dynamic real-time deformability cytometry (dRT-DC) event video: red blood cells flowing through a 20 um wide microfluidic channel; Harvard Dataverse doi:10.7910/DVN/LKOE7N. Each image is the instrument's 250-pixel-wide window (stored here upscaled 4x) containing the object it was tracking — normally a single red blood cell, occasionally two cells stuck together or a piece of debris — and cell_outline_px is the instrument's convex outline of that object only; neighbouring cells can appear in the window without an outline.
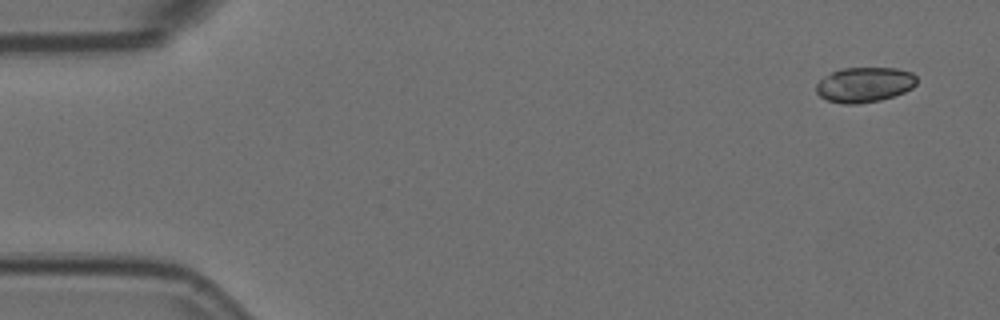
{"species": "Egyptian fruit bat (a non-hibernating species)", "species_latin": "Rousettus aegyptiacus", "temperature_condition": "room temperature", "stored_images_in_passage": 5, "camera_frame_rate_fps": 3000, "um_per_image_px": 0.085, "animal": {"sex": "female"}, "frame": {"image": 1, "passage_image": 1, "time_ms": 0.0, "image_size_px": [1000, 320], "cell_outline_px": [[916, 84], [912, 88], [904, 92], [880, 100], [856, 104], [844, 104], [828, 100], [820, 96], [816, 92], [816, 84], [824, 76], [840, 68], [896, 68], [912, 72], [916, 76]], "centroid_in_image_um": [73.48, 7.19], "position_along_channel_um": 11.5, "area_um2": 20.52}}
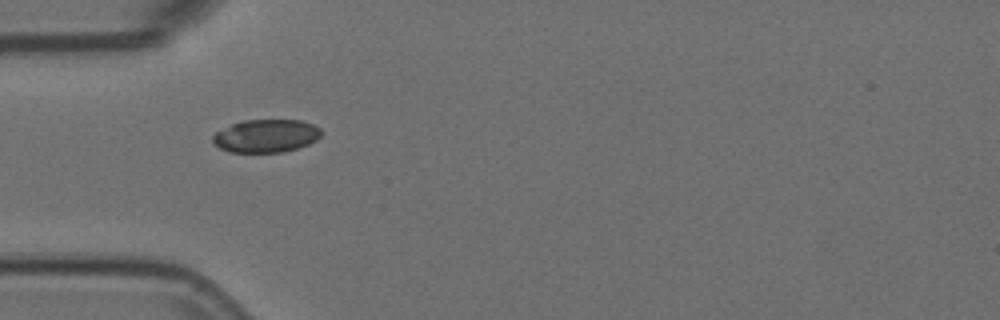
{"frame": {"image": 2, "passage_image": 4, "time_ms": 1.0, "image_size_px": [1000, 320], "cell_outline_px": [[320, 136], [316, 140], [308, 144], [284, 152], [228, 152], [212, 144], [212, 136], [216, 132], [232, 124], [244, 120], [300, 120], [312, 124], [320, 128]], "centroid_in_image_um": [22.58, 11.55], "position_along_channel_um": 62.4, "area_um2": 20.81}}
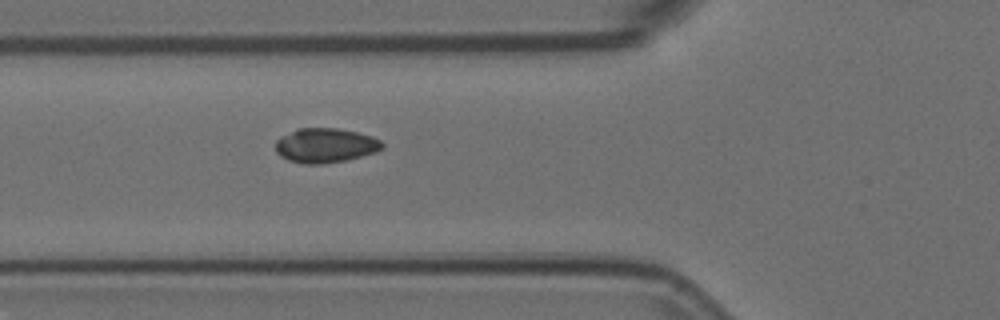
{"frame": {"image": 3, "passage_image": 5, "time_ms": 1.333, "image_size_px": [1000, 320], "cell_outline_px": [[384, 148], [376, 152], [344, 160], [320, 164], [304, 164], [288, 160], [280, 156], [276, 152], [276, 140], [280, 136], [296, 128], [340, 128], [372, 136], [380, 140], [384, 144]], "centroid_in_image_um": [27.64, 12.35], "position_along_channel_um": 98.2, "area_um2": 21.56}}